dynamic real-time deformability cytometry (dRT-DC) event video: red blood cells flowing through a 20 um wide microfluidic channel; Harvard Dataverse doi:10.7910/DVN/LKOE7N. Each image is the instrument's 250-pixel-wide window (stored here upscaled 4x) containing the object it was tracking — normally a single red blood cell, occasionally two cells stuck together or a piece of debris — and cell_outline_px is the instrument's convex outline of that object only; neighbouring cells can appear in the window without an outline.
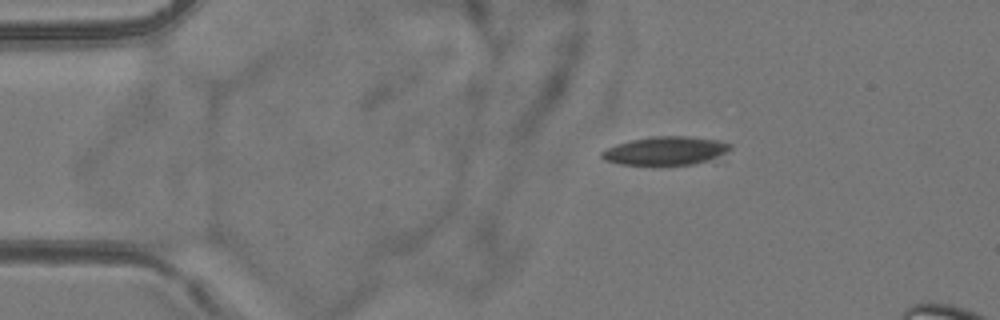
{"species": "common noctule bat (a hibernating species)", "species_latin": "Nyctalus noctula", "temperature_condition": "room temperature", "stored_images_in_passage": 5, "camera_frame_rate_fps": 3000, "um_per_image_px": 0.085, "animal": {"sex": "female", "body_mass_g": 24.6, "forearm_length_mm": 56.2}, "frame": {"image": 1, "passage_image": 2, "time_ms": 1.0, "image_size_px": [1000, 320], "cell_outline_px": [[732, 148], [708, 160], [692, 164], [620, 164], [604, 160], [600, 156], [600, 152], [616, 144], [632, 140], [652, 136], [688, 136], [716, 140], [732, 144]], "centroid_in_image_um": [56.53, 12.8], "position_along_channel_um": 28.5, "area_um2": 20.87}}